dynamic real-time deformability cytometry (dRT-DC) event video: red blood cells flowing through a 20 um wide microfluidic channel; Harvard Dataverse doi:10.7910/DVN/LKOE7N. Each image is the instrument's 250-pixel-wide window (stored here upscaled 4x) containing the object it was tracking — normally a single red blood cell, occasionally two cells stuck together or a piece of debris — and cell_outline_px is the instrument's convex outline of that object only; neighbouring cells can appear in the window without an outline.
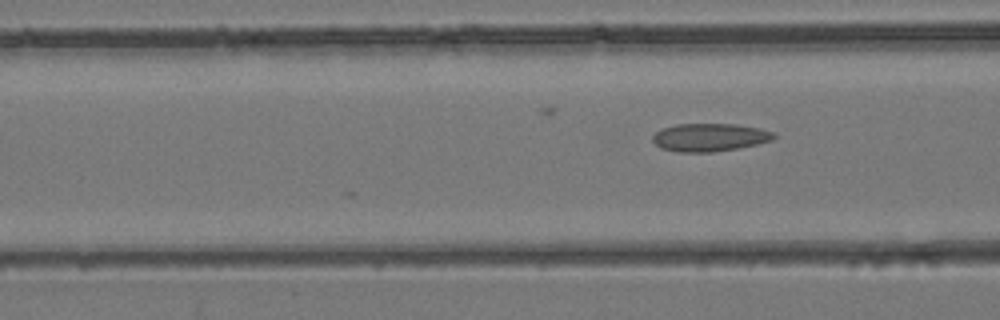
{"species": "common noctule bat (a hibernating species)", "species_latin": "Nyctalus noctula", "temperature_condition": "room temperature", "stored_images_in_passage": 13, "camera_frame_rate_fps": 3000, "um_per_image_px": 0.085, "animal": {"sex": "female", "body_mass_g": 24.6, "forearm_length_mm": 56.2}, "frame": {"image": 1, "passage_image": 13, "time_ms": 4.0, "image_size_px": [1000, 320], "cell_outline_px": [[776, 136], [772, 140], [756, 144], [736, 148], [712, 152], [676, 152], [660, 148], [652, 140], [652, 136], [660, 128], [676, 124], [736, 124], [760, 128], [776, 132]], "centroid_in_image_um": [60.3, 11.67], "position_along_channel_um": 106.3, "area_um2": 19.88}}